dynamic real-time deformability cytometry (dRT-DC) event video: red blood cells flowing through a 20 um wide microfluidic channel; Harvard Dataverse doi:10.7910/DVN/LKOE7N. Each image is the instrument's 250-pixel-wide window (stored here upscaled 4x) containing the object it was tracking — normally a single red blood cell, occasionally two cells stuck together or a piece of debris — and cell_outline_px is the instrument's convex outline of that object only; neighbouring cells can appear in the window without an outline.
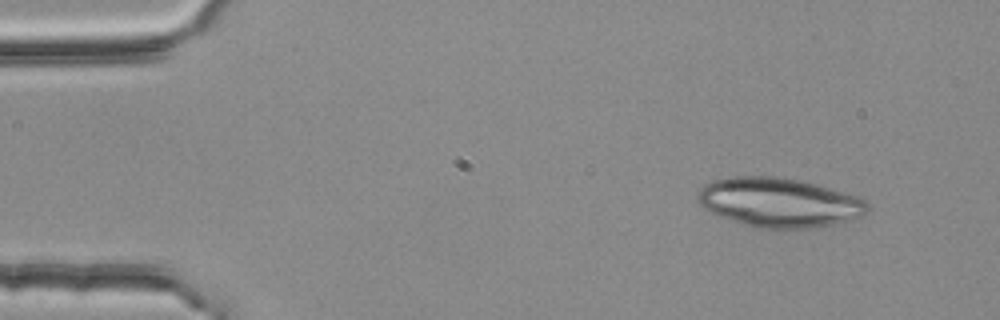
{"species": "common noctule bat (a hibernating species)", "species_latin": "Nyctalus noctula", "temperature_condition": "room temperature", "stored_images_in_passage": 2, "camera_frame_rate_fps": 3000, "um_per_image_px": 0.085, "animal": {"sex": "female", "body_mass_g": 25.1}, "frame": {"image": 1, "passage_image": 1, "time_ms": 0.0, "image_size_px": [1000, 320], "cell_outline_px": [[868, 212], [864, 216], [824, 228], [756, 228], [728, 220], [716, 216], [708, 212], [700, 204], [696, 196], [696, 192], [704, 184], [712, 180], [732, 176], [776, 176], [800, 180], [816, 184], [860, 196], [868, 204]], "centroid_in_image_um": [66.22, 17.22], "position_along_channel_um": 18.8, "area_um2": 49.82}}